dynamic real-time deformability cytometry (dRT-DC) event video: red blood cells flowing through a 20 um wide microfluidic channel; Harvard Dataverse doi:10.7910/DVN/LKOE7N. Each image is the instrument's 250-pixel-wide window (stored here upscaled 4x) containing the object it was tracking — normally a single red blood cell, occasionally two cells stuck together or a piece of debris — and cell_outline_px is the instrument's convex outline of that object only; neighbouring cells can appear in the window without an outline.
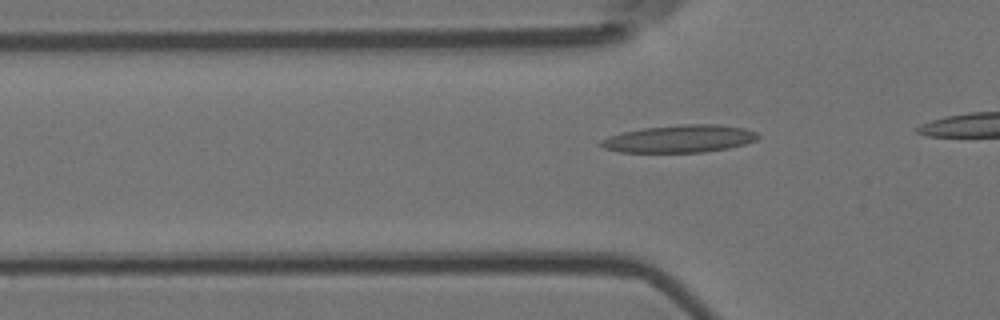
{"species": "Egyptian fruit bat (a non-hibernating species)", "species_latin": "Rousettus aegyptiacus", "temperature_condition": "room temperature", "stored_images_in_passage": 6, "segment_of_instrument_passage": [2, 2], "camera_frame_rate_fps": 3000, "um_per_image_px": 0.085, "animal": {"sex": "female"}, "frame": {"image": 1, "passage_image": 6, "time_ms": 1.667, "image_size_px": [1000, 320], "cell_outline_px": [[760, 136], [756, 140], [744, 144], [728, 148], [704, 152], [620, 152], [604, 148], [596, 144], [600, 140], [608, 136], [624, 132], [644, 128], [680, 124], [720, 124], [744, 128], [756, 132]], "centroid_in_image_um": [57.75, 11.79], "position_along_channel_um": 68.0, "area_um2": 25.26}}